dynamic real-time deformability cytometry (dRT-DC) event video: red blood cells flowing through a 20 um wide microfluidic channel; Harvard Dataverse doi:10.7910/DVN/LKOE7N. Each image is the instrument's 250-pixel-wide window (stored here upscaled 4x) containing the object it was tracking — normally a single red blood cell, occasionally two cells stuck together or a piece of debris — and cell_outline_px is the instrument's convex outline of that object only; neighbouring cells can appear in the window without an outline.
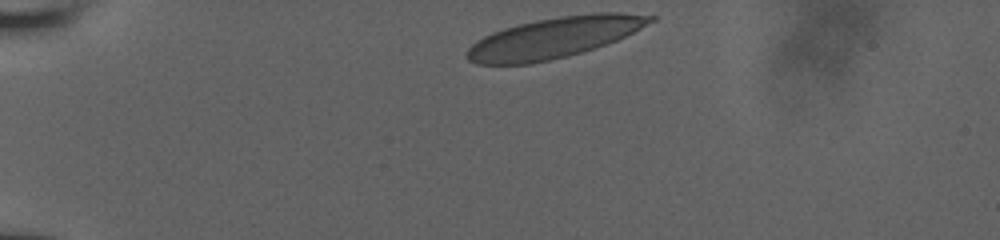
{"species": "human", "species_latin": "Homo sapiens", "temperature_condition": "room temperature", "stored_images_in_passage": 10, "camera_frame_rate_fps": 3000, "um_per_image_px": 0.085, "donor": {"sex": "male"}, "frame": {"image": 1, "passage_image": 1, "time_ms": 0.0, "image_size_px": [1000, 240], "cell_outline_px": [[656, 20], [616, 40], [568, 56], [532, 64], [476, 64], [468, 60], [464, 52], [476, 40], [492, 32], [504, 28], [536, 20], [560, 16], [596, 12], [620, 12], [656, 16]], "centroid_in_image_um": [47.06, 3.2], "position_along_channel_um": 37.9, "area_um2": 43.23}}